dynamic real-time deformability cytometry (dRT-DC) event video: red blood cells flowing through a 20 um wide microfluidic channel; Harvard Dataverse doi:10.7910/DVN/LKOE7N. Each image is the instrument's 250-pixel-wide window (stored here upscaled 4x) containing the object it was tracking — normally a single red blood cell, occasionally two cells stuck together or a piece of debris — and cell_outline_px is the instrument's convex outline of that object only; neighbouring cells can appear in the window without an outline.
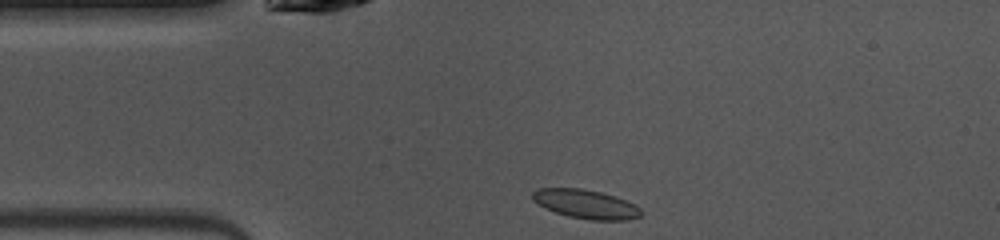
{"species": "common noctule bat (a hibernating species)", "species_latin": "Nyctalus noctula", "temperature_condition": "warm", "stored_images_in_passage": 36, "camera_frame_rate_fps": 3000, "um_per_image_px": 0.085, "animal": {"sex": "female", "body_mass_g": 10.0, "forearm_length_mm": 53.1}, "frame": {"image": 1, "passage_image": 1, "time_ms": 0.0, "image_size_px": [1000, 240], "cell_outline_px": [[644, 212], [640, 216], [628, 220], [588, 220], [568, 216], [544, 208], [532, 200], [532, 192], [536, 188], [580, 188], [600, 192], [616, 196], [636, 204]], "centroid_in_image_um": [49.81, 17.35], "position_along_channel_um": 35.2, "area_um2": 18.55}}
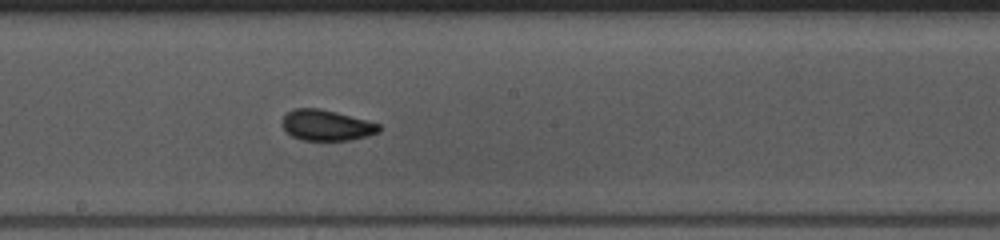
{"frame": {"image": 2, "passage_image": 16, "time_ms": 5.0, "image_size_px": [1000, 240], "cell_outline_px": [[380, 132], [368, 136], [348, 140], [300, 140], [292, 136], [284, 128], [284, 116], [288, 112], [296, 108], [320, 108], [336, 112], [380, 124]], "centroid_in_image_um": [27.78, 10.65], "position_along_channel_um": 220.4, "area_um2": 17.11}}
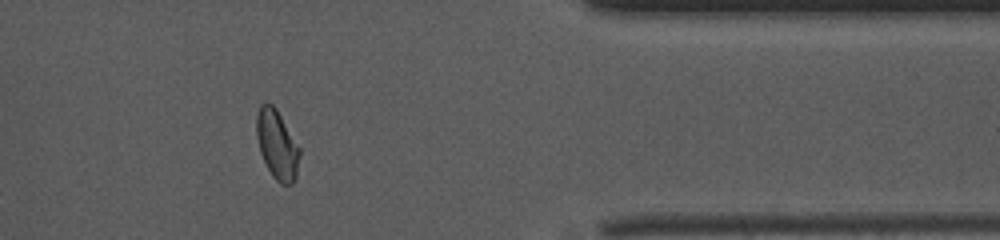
{"frame": {"image": 3, "passage_image": 30, "time_ms": 9.667, "image_size_px": [1000, 240], "cell_outline_px": [[300, 156], [296, 176], [292, 184], [280, 184], [272, 176], [260, 152], [256, 136], [256, 116], [260, 104], [264, 100], [272, 104], [276, 108], [300, 148]], "centroid_in_image_um": [23.54, 12.26], "position_along_channel_um": 387.9, "area_um2": 17.46}}